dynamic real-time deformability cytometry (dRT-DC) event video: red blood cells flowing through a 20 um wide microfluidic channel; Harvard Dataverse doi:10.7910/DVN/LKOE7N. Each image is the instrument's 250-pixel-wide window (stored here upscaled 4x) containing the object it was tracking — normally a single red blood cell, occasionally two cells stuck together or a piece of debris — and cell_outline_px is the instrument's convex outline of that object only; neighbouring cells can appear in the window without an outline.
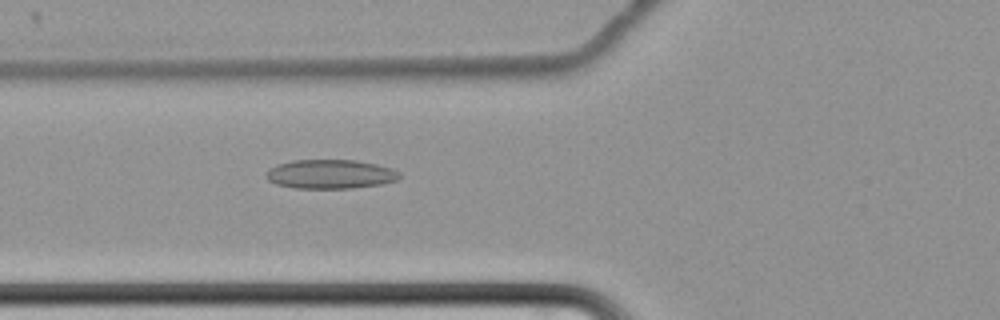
{"species": "common noctule bat (a hibernating species)", "species_latin": "Nyctalus noctula", "temperature_condition": "cold", "stored_images_in_passage": 43, "camera_frame_rate_fps": 3000, "um_per_image_px": 0.085, "animal": {"sex": "female", "body_mass_g": 22.7, "forearm_length_mm": 54.2}, "frame": {"image": 1, "passage_image": 6, "time_ms": 1.667, "image_size_px": [1000, 320], "cell_outline_px": [[400, 176], [396, 180], [380, 184], [352, 188], [296, 188], [276, 184], [268, 180], [264, 176], [268, 168], [276, 164], [292, 160], [356, 160], [376, 164], [392, 168], [400, 172]], "centroid_in_image_um": [28.04, 14.79], "position_along_channel_um": 97.8, "area_um2": 22.72}}
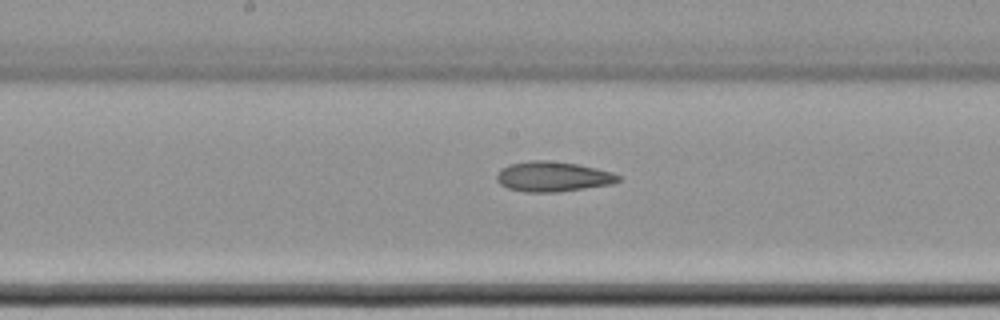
{"frame": {"image": 2, "passage_image": 15, "time_ms": 4.667, "image_size_px": [1000, 320], "cell_outline_px": [[620, 180], [612, 184], [560, 192], [524, 192], [508, 188], [500, 184], [496, 180], [496, 176], [500, 168], [508, 164], [532, 160], [548, 160], [576, 164], [596, 168], [612, 172], [620, 176]], "centroid_in_image_um": [46.96, 15.01], "position_along_channel_um": 201.2, "area_um2": 21.44}}
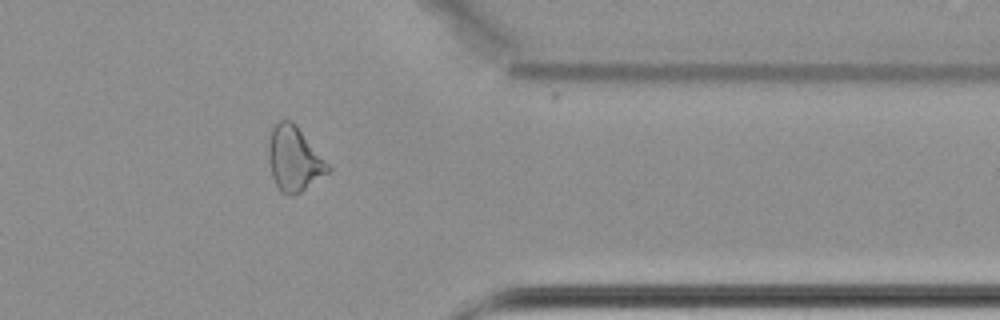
{"frame": {"image": 3, "passage_image": 32, "time_ms": 10.333, "image_size_px": [1000, 320], "cell_outline_px": [[332, 168], [328, 172], [300, 192], [292, 196], [280, 192], [272, 176], [268, 160], [268, 140], [272, 128], [280, 120], [292, 120], [296, 124]], "centroid_in_image_um": [24.98, 13.49], "position_along_channel_um": 386.4, "area_um2": 22.31}, "authors_computed_cell_mechanics": {"area_um2": 21.8484, "velocity_mm_per_s": 3.4424, "shape_relaxation_time_tau1_ms": null, "shape_relaxation_time_tau2_ms": 8.9431, "deformation_change_tau1": null, "deformation_change_tau2": 0.1885}}